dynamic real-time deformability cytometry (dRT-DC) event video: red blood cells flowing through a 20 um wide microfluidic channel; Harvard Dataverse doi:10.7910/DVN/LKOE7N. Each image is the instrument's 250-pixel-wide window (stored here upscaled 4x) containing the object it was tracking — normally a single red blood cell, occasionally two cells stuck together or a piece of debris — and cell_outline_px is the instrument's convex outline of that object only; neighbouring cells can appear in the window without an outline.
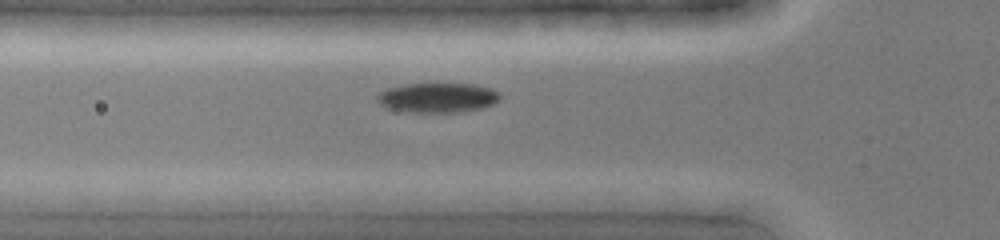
{"species": "common noctule bat (a hibernating species)", "species_latin": "Nyctalus noctula", "temperature_condition": "cold", "stored_images_in_passage": 32, "camera_frame_rate_fps": 3000, "um_per_image_px": 0.085, "animal": {"sex": "female", "body_mass_g": 19.0, "forearm_length_mm": 51.5}, "frame": {"image": 1, "passage_image": 7, "time_ms": 2.0, "image_size_px": [1000, 240], "cell_outline_px": [[500, 100], [496, 104], [484, 108], [456, 112], [408, 112], [384, 108], [376, 100], [376, 96], [380, 92], [388, 88], [404, 84], [472, 84], [488, 88], [496, 92], [500, 96]], "centroid_in_image_um": [37.16, 8.32], "position_along_channel_um": 88.6, "area_um2": 21.33}}
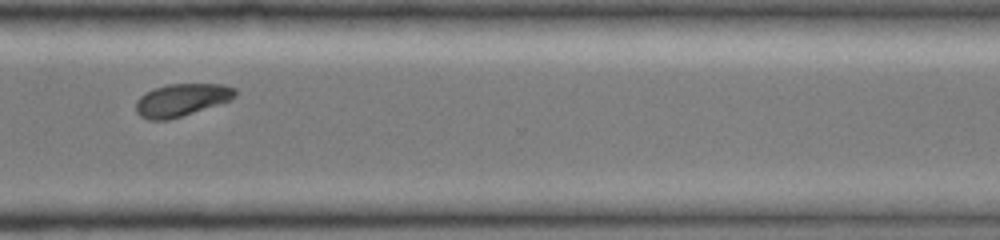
{"frame": {"image": 2, "passage_image": 25, "time_ms": 8.0, "image_size_px": [1000, 240], "cell_outline_px": [[236, 96], [228, 100], [168, 120], [148, 120], [140, 116], [136, 112], [136, 100], [140, 96], [156, 88], [168, 84], [224, 84], [236, 88]], "centroid_in_image_um": [15.4, 8.49], "position_along_channel_um": 355.2, "area_um2": 18.44}}
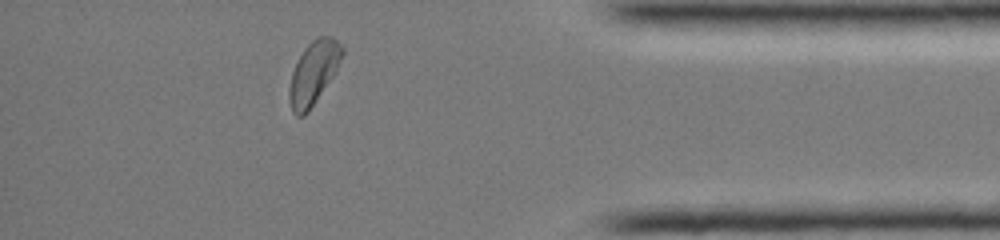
{"frame": {"image": 3, "passage_image": 30, "time_ms": 9.667, "image_size_px": [1000, 240], "cell_outline_px": [[344, 52], [332, 76], [308, 112], [304, 116], [296, 116], [292, 112], [288, 100], [288, 88], [292, 72], [304, 48], [316, 36], [328, 36], [336, 40], [344, 48]], "centroid_in_image_um": [26.61, 6.2], "position_along_channel_um": 408.6, "area_um2": 19.19}}